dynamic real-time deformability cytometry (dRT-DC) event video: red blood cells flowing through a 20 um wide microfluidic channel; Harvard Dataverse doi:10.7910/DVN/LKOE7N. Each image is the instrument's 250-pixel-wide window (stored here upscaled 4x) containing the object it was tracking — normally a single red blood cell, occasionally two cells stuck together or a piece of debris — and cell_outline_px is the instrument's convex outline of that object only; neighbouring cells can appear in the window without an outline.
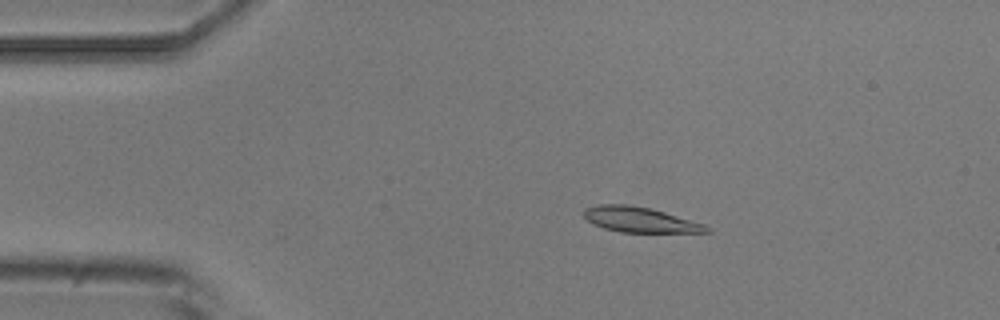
{"species": "common noctule bat (a hibernating species)", "species_latin": "Nyctalus noctula", "temperature_condition": "room temperature", "stored_images_in_passage": 4, "camera_frame_rate_fps": 3000, "um_per_image_px": 0.085, "animal": {"sex": "male", "body_mass_g": 20.5, "forearm_length_mm": 52.5}, "frame": {"image": 1, "passage_image": 3, "time_ms": 2.333, "image_size_px": [1000, 320], "cell_outline_px": [[712, 232], [620, 232], [604, 228], [592, 224], [584, 216], [584, 208], [600, 204], [624, 204], [648, 208], [664, 212], [704, 224], [712, 228]], "centroid_in_image_um": [54.38, 18.68], "position_along_channel_um": 30.6, "area_um2": 17.86}}